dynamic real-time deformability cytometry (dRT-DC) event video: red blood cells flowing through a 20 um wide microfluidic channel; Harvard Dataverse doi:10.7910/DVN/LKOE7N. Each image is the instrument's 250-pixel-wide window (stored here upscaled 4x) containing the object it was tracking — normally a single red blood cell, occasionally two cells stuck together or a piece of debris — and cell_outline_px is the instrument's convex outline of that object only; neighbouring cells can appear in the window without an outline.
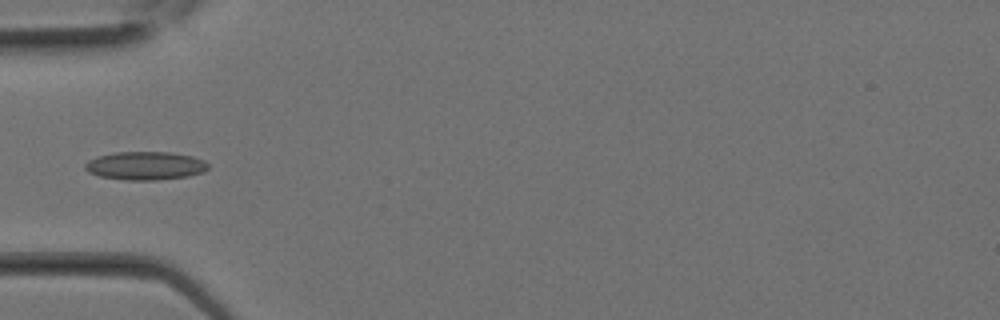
{"species": "Egyptian fruit bat (a non-hibernating species)", "species_latin": "Rousettus aegyptiacus", "temperature_condition": "room temperature", "stored_images_in_passage": 10, "camera_frame_rate_fps": 3000, "um_per_image_px": 0.085, "animal": {"sex": "female"}, "frame": {"image": 1, "passage_image": 9, "time_ms": 2.667, "image_size_px": [1000, 320], "cell_outline_px": [[208, 168], [204, 172], [188, 176], [156, 180], [128, 180], [100, 176], [88, 172], [84, 168], [84, 164], [88, 160], [96, 156], [116, 152], [172, 152], [192, 156], [204, 160], [208, 164]], "centroid_in_image_um": [12.35, 14.08], "position_along_channel_um": 72.7, "area_um2": 20.4}}